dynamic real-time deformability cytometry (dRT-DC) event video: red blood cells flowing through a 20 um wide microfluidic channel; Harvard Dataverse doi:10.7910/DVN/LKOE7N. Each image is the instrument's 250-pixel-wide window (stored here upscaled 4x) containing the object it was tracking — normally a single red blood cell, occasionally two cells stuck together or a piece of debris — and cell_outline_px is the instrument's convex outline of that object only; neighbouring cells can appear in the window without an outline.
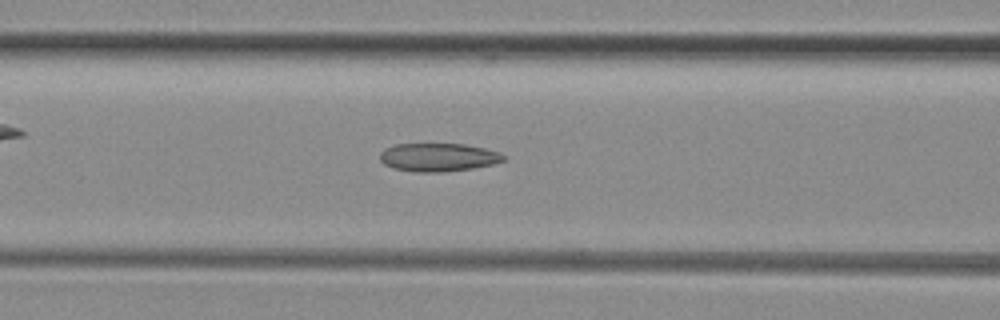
{"species": "common noctule bat (a hibernating species)", "species_latin": "Nyctalus noctula", "temperature_condition": "room temperature", "stored_images_in_passage": 35, "camera_frame_rate_fps": 3000, "um_per_image_px": 0.085, "animal": {"sex": "female", "body_mass_g": 29.2, "forearm_length_mm": 56.3}, "frame": {"image": 1, "passage_image": 11, "time_ms": 3.333, "image_size_px": [1000, 320], "cell_outline_px": [[508, 160], [492, 164], [472, 168], [444, 172], [416, 172], [392, 168], [384, 164], [380, 160], [380, 152], [384, 148], [396, 144], [464, 144], [484, 148], [500, 152], [508, 156]], "centroid_in_image_um": [37.28, 13.37], "position_along_channel_um": 129.3, "area_um2": 20.58}}
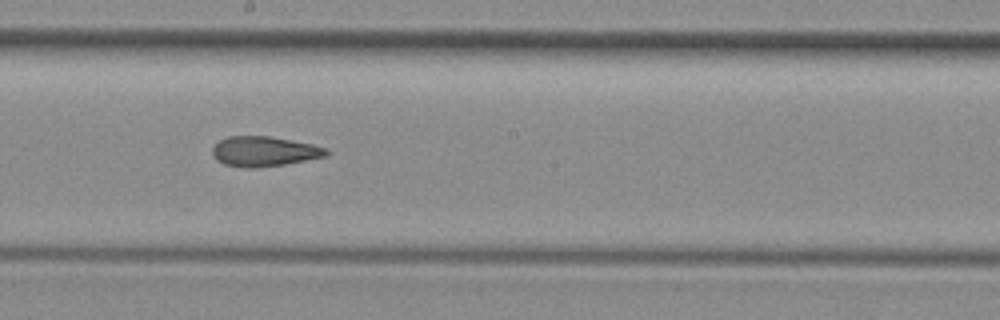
{"frame": {"image": 2, "passage_image": 18, "time_ms": 5.667, "image_size_px": [1000, 320], "cell_outline_px": [[332, 152], [328, 156], [284, 164], [256, 168], [244, 168], [224, 164], [216, 160], [212, 156], [212, 148], [220, 140], [228, 136], [268, 136], [312, 144], [328, 148]], "centroid_in_image_um": [22.47, 12.87], "position_along_channel_um": 225.7, "area_um2": 20.06}}
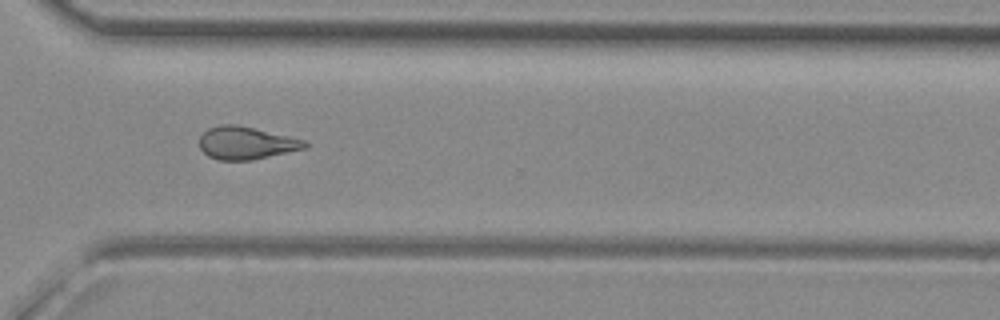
{"frame": {"image": 3, "passage_image": 27, "time_ms": 8.667, "image_size_px": [1000, 320], "cell_outline_px": [[308, 148], [252, 160], [220, 160], [208, 156], [200, 148], [200, 136], [208, 128], [220, 124], [236, 124], [304, 140], [308, 144]], "centroid_in_image_um": [20.91, 12.16], "position_along_channel_um": 349.7, "area_um2": 19.94}, "authors_computed_cell_mechanics": {"area_um2": 20.3456, "velocity_mm_per_s": 4.135, "shape_relaxation_time_tau1_ms": null, "shape_relaxation_time_tau2_ms": 3.6359, "deformation_change_tau1": null, "deformation_change_tau2": 0.1384}}